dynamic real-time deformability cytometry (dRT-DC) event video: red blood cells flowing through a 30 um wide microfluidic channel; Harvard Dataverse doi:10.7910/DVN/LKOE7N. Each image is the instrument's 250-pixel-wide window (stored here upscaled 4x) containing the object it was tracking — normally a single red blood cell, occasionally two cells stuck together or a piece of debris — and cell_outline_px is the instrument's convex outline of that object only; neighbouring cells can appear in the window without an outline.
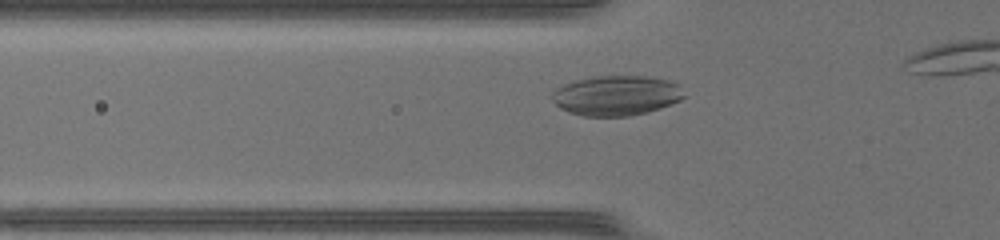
{"species": "common noctule bat (a hibernating species)", "species_latin": "Nyctalus noctula", "temperature_condition": "warm", "stored_images_in_passage": 26, "camera_frame_rate_fps": 3000, "um_per_image_px": 0.085, "animal": {"sex": "female", "body_mass_g": 17.0, "forearm_length_mm": 48.0}, "frame": {"image": 1, "passage_image": 6, "time_ms": 1.667, "image_size_px": [1000, 240], "cell_outline_px": [[684, 96], [680, 100], [672, 104], [648, 112], [628, 116], [584, 116], [568, 112], [560, 108], [552, 100], [552, 92], [556, 88], [564, 84], [576, 80], [592, 76], [644, 76], [668, 80], [680, 84]], "centroid_in_image_um": [52.39, 8.12], "position_along_channel_um": 73.4, "area_um2": 30.87}}
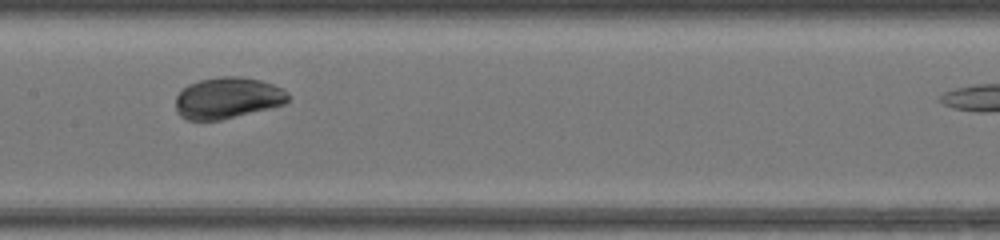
{"frame": {"image": 2, "passage_image": 14, "time_ms": 4.333, "image_size_px": [1000, 240], "cell_outline_px": [[288, 100], [284, 104], [272, 108], [220, 120], [188, 120], [180, 116], [176, 112], [176, 96], [188, 84], [200, 80], [224, 76], [240, 76], [260, 80], [272, 84], [288, 92]], "centroid_in_image_um": [19.34, 8.33], "position_along_channel_um": 188.1, "area_um2": 27.05}}
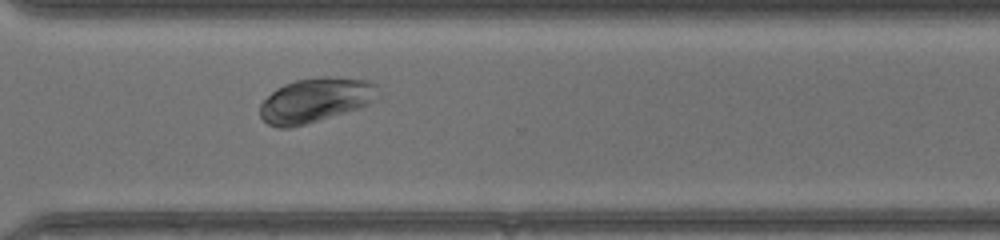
{"frame": {"image": 3, "passage_image": 25, "time_ms": 8.0, "image_size_px": [1000, 240], "cell_outline_px": [[380, 96], [368, 104], [360, 108], [304, 124], [288, 128], [276, 128], [268, 124], [260, 116], [260, 104], [276, 88], [284, 84], [296, 80], [368, 80], [376, 84]], "centroid_in_image_um": [26.78, 8.57], "position_along_channel_um": 343.8, "area_um2": 29.48}}